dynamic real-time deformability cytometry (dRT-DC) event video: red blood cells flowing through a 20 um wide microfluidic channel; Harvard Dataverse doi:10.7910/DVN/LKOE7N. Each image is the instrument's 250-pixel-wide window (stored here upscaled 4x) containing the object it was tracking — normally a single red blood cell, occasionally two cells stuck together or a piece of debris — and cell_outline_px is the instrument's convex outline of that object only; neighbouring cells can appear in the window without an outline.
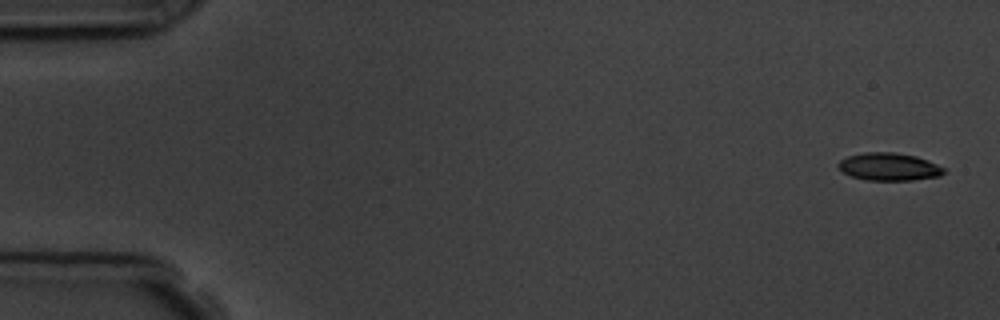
{"species": "common noctule bat (a hibernating species)", "species_latin": "Nyctalus noctula", "temperature_condition": "room temperature", "stored_images_in_passage": 9, "camera_frame_rate_fps": 3000, "um_per_image_px": 0.085, "animal": {"sex": "male", "body_mass_g": 19.5, "forearm_length_mm": 54.6}, "frame": {"image": 1, "passage_image": 1, "time_ms": 0.0, "image_size_px": [1000, 320], "cell_outline_px": [[948, 168], [940, 176], [912, 180], [868, 180], [852, 176], [844, 172], [836, 164], [840, 160], [848, 156], [864, 152], [892, 152], [916, 156], [928, 160]], "centroid_in_image_um": [75.61, 14.17], "position_along_channel_um": 9.4, "area_um2": 17.05}}
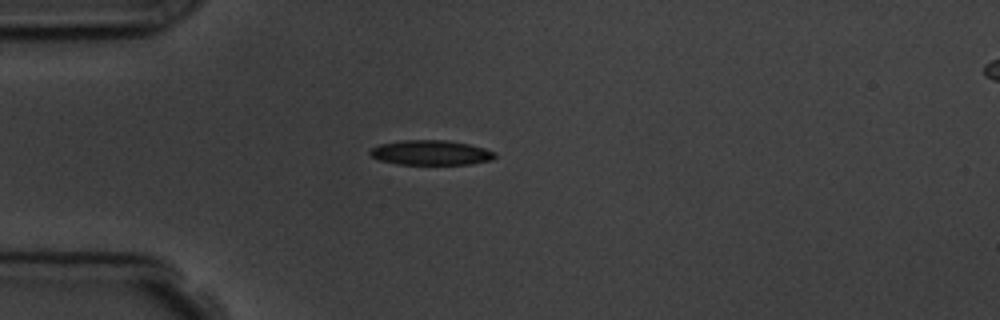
{"frame": {"image": 2, "passage_image": 4, "time_ms": 4.333, "image_size_px": [1000, 320], "cell_outline_px": [[496, 156], [492, 160], [472, 164], [396, 164], [380, 160], [372, 156], [368, 152], [372, 148], [380, 144], [404, 140], [444, 140], [468, 144], [484, 148], [496, 152]], "centroid_in_image_um": [36.64, 12.98], "position_along_channel_um": 48.4, "area_um2": 17.98}}